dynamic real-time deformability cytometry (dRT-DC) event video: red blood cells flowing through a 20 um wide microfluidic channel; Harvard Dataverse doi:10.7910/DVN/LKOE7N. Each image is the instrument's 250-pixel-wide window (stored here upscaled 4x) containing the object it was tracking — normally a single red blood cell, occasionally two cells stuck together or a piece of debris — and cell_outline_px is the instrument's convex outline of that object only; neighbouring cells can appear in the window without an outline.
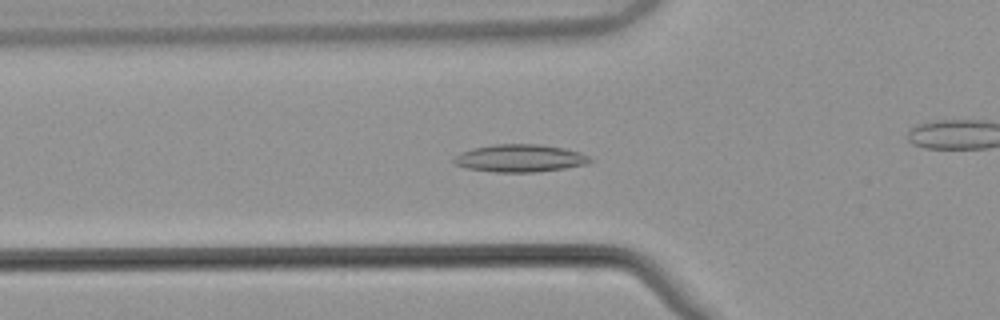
{"species": "common noctule bat (a hibernating species)", "species_latin": "Nyctalus noctula", "temperature_condition": "warm", "stored_images_in_passage": 55, "camera_frame_rate_fps": 3000, "um_per_image_px": 0.085, "animal": {"sex": "male", "body_mass_g": 21.5, "forearm_length_mm": 52.0}, "frame": {"image": 1, "passage_image": 19, "time_ms": 6.0, "image_size_px": [1000, 320], "cell_outline_px": [[592, 160], [588, 164], [564, 168], [536, 172], [496, 172], [468, 168], [456, 164], [452, 160], [460, 152], [472, 148], [492, 144], [536, 144], [564, 148], [580, 152], [588, 156]], "centroid_in_image_um": [44.19, 13.44], "position_along_channel_um": 81.6, "area_um2": 21.79}}
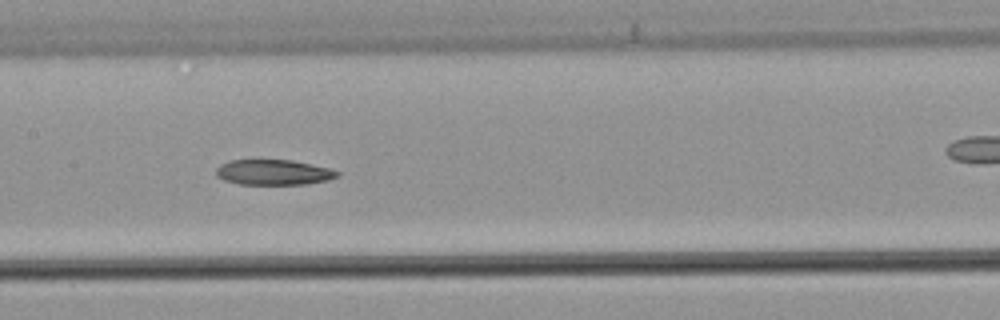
{"frame": {"image": 2, "passage_image": 27, "time_ms": 8.667, "image_size_px": [1000, 320], "cell_outline_px": [[340, 176], [328, 180], [308, 184], [240, 184], [224, 180], [216, 176], [216, 168], [220, 164], [228, 160], [292, 160], [328, 168], [340, 172]], "centroid_in_image_um": [23.24, 14.64], "position_along_channel_um": 184.2, "area_um2": 17.92}}
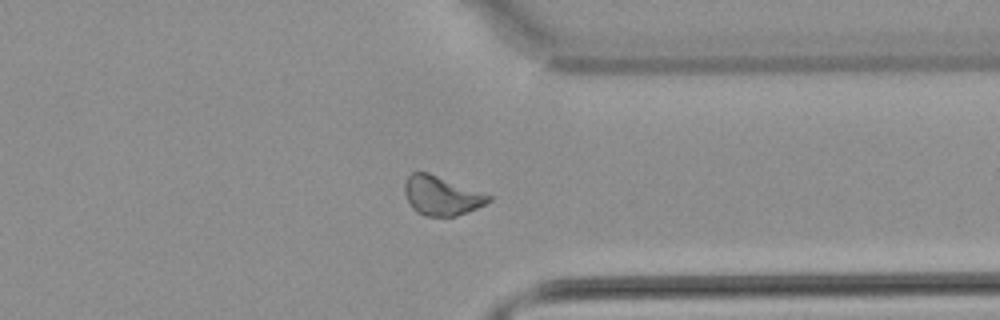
{"frame": {"image": 3, "passage_image": 42, "time_ms": 13.667, "image_size_px": [1000, 320], "cell_outline_px": [[492, 200], [468, 212], [456, 216], [424, 216], [416, 212], [412, 208], [404, 192], [404, 184], [408, 176], [412, 172], [428, 172], [492, 196]], "centroid_in_image_um": [37.5, 16.64], "position_along_channel_um": 373.9, "area_um2": 19.02}}